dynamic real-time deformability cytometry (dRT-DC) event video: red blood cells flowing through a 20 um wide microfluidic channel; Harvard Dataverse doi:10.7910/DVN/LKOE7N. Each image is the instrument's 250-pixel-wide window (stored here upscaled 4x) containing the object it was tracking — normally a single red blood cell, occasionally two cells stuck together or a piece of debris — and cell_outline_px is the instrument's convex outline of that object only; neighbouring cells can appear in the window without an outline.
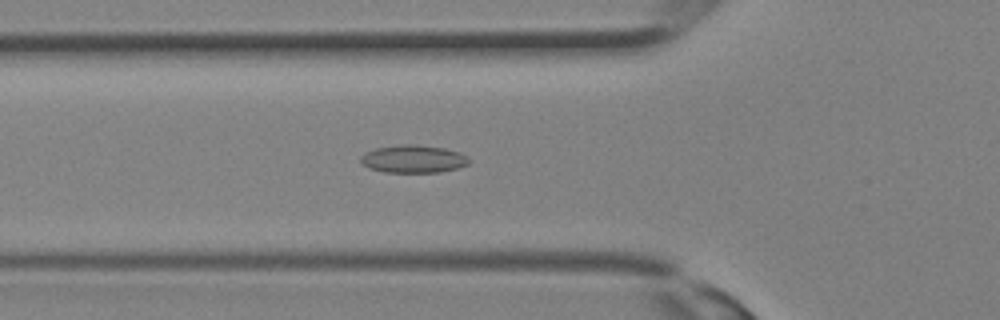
{"species": "Egyptian fruit bat (a non-hibernating species)", "species_latin": "Rousettus aegyptiacus", "temperature_condition": "room temperature", "stored_images_in_passage": 20, "camera_frame_rate_fps": 3000, "um_per_image_px": 0.085, "animal": {"sex": "female"}, "frame": {"image": 1, "passage_image": 2, "time_ms": 0.333, "image_size_px": [1000, 320], "cell_outline_px": [[468, 164], [456, 168], [440, 172], [384, 172], [368, 168], [360, 160], [360, 156], [364, 152], [376, 148], [404, 144], [416, 144], [444, 148], [460, 152], [468, 160]], "centroid_in_image_um": [35.09, 13.51], "position_along_channel_um": 90.7, "area_um2": 17.4}}
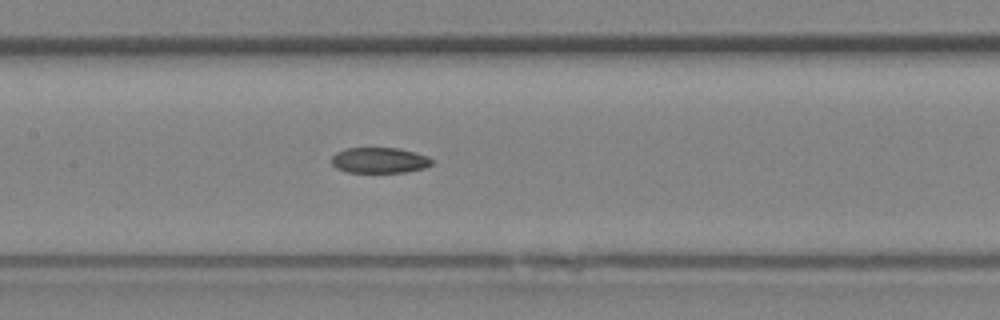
{"frame": {"image": 2, "passage_image": 6, "time_ms": 1.667, "image_size_px": [1000, 320], "cell_outline_px": [[432, 164], [424, 168], [408, 172], [348, 172], [336, 168], [332, 164], [332, 156], [336, 152], [348, 148], [396, 148], [416, 152], [428, 156], [432, 160]], "centroid_in_image_um": [32.26, 13.62], "position_along_channel_um": 175.1, "area_um2": 14.97}}
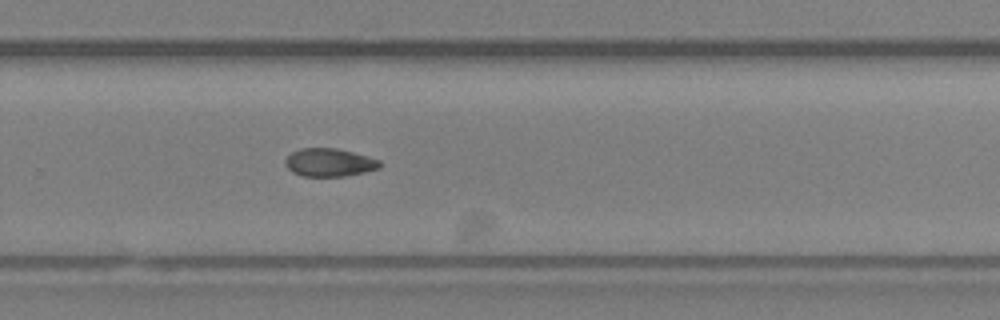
{"frame": {"image": 3, "passage_image": 12, "time_ms": 3.667, "image_size_px": [1000, 320], "cell_outline_px": [[380, 168], [364, 172], [344, 176], [304, 176], [292, 172], [284, 164], [284, 160], [292, 152], [300, 148], [336, 148], [352, 152], [380, 160]], "centroid_in_image_um": [27.97, 13.81], "position_along_channel_um": 301.8, "area_um2": 15.37}}